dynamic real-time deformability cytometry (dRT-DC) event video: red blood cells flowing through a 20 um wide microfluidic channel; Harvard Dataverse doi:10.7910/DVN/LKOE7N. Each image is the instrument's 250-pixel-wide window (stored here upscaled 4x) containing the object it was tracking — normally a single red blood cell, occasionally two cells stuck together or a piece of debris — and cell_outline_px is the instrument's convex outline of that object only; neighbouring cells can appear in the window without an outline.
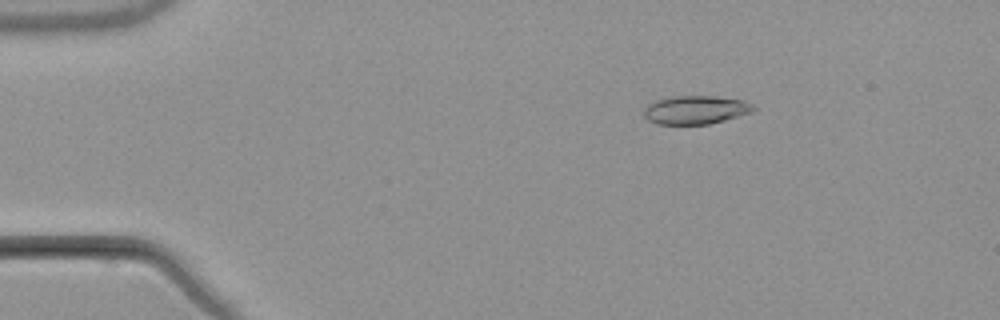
{"species": "common noctule bat (a hibernating species)", "species_latin": "Nyctalus noctula", "temperature_condition": "warm", "stored_images_in_passage": 4, "camera_frame_rate_fps": 3000, "um_per_image_px": 0.085, "animal": {"sex": "male", "body_mass_g": 21.5, "forearm_length_mm": 52.0}, "frame": {"image": 1, "passage_image": 2, "time_ms": 1.0, "image_size_px": [1000, 320], "cell_outline_px": [[756, 108], [752, 112], [724, 120], [708, 124], [656, 124], [648, 120], [644, 116], [644, 108], [648, 104], [656, 100], [672, 96], [716, 96], [744, 100], [752, 104]], "centroid_in_image_um": [59.12, 9.33], "position_along_channel_um": 25.9, "area_um2": 18.21}}